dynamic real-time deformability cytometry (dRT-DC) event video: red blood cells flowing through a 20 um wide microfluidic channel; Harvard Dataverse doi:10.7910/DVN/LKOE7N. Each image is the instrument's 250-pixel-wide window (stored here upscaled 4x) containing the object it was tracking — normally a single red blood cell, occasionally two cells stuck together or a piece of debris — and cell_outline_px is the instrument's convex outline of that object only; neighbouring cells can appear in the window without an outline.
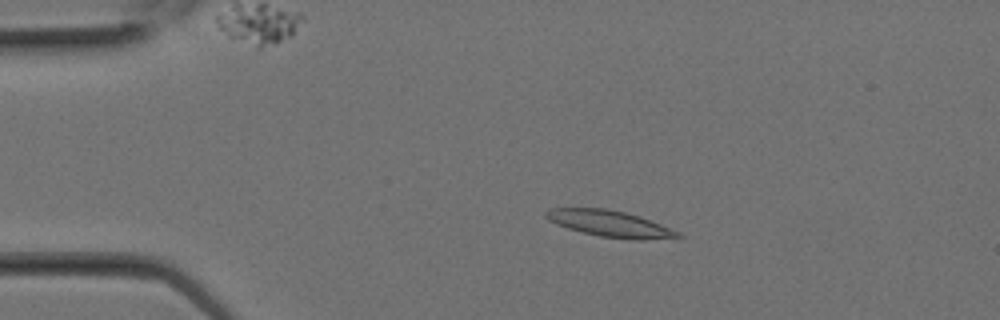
{"species": "Egyptian fruit bat (a non-hibernating species)", "species_latin": "Rousettus aegyptiacus", "temperature_condition": "room temperature", "stored_images_in_passage": 14, "camera_frame_rate_fps": 3000, "um_per_image_px": 0.085, "animal": {"sex": "female"}, "frame": {"image": 1, "passage_image": 5, "time_ms": 1.333, "image_size_px": [1000, 320], "cell_outline_px": [[684, 236], [680, 240], [636, 240], [600, 236], [568, 228], [556, 224], [548, 220], [544, 216], [544, 212], [548, 208], [604, 208], [624, 212], [640, 216], [680, 232]], "centroid_in_image_um": [51.94, 19.04], "position_along_channel_um": 33.1, "area_um2": 20.63}}
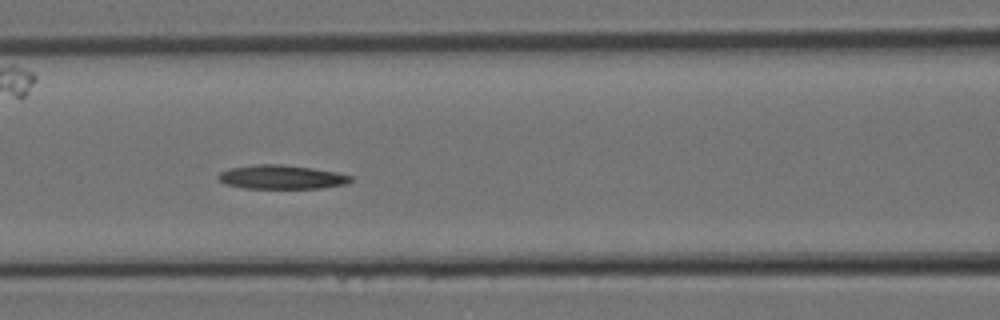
{"frame": {"image": 2, "passage_image": 11, "time_ms": 3.333, "image_size_px": [1000, 320], "cell_outline_px": [[352, 180], [348, 184], [320, 188], [244, 188], [224, 184], [216, 176], [220, 172], [228, 168], [256, 164], [280, 164], [312, 168], [336, 172], [352, 176]], "centroid_in_image_um": [23.91, 15.05], "position_along_channel_um": 142.7, "area_um2": 18.55}}
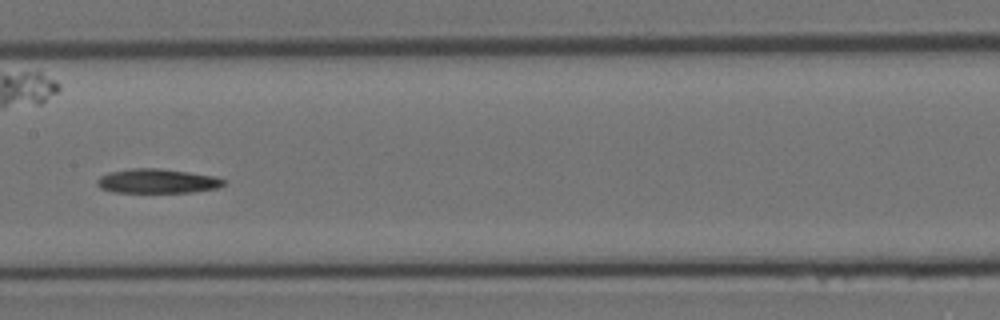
{"frame": {"image": 3, "passage_image": 13, "time_ms": 4.0, "image_size_px": [1000, 320], "cell_outline_px": [[224, 184], [216, 188], [192, 192], [112, 192], [100, 188], [96, 184], [96, 180], [100, 176], [108, 172], [132, 168], [160, 168], [216, 176], [224, 180]], "centroid_in_image_um": [13.32, 15.38], "position_along_channel_um": 194.1, "area_um2": 17.98}}